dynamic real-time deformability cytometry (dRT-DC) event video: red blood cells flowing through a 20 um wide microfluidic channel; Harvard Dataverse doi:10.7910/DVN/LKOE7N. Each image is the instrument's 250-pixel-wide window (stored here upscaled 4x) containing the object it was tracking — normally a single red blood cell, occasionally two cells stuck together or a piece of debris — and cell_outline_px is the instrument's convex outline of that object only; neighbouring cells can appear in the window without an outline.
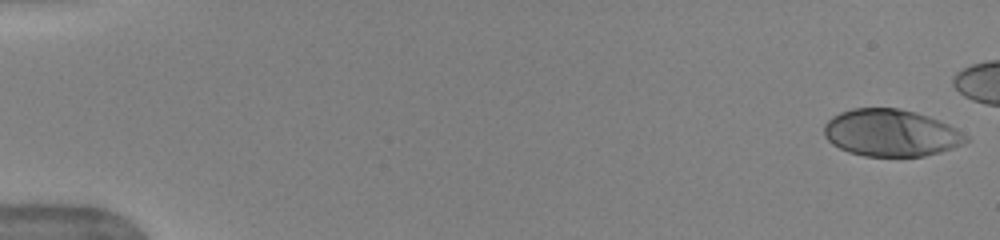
{"species": "human", "species_latin": "Homo sapiens", "temperature_condition": "warm", "stored_images_in_passage": 17, "camera_frame_rate_fps": 3000, "um_per_image_px": 0.085, "donor": {"sex": "female"}, "frame": {"image": 1, "passage_image": 1, "time_ms": 0.0, "image_size_px": [1000, 240], "cell_outline_px": [[968, 140], [952, 148], [940, 152], [924, 156], [864, 156], [848, 152], [832, 144], [824, 136], [824, 124], [832, 116], [840, 112], [852, 108], [900, 108], [916, 112], [928, 116], [948, 124], [956, 128], [968, 136]], "centroid_in_image_um": [75.7, 11.29], "position_along_channel_um": 9.3, "area_um2": 38.9}}